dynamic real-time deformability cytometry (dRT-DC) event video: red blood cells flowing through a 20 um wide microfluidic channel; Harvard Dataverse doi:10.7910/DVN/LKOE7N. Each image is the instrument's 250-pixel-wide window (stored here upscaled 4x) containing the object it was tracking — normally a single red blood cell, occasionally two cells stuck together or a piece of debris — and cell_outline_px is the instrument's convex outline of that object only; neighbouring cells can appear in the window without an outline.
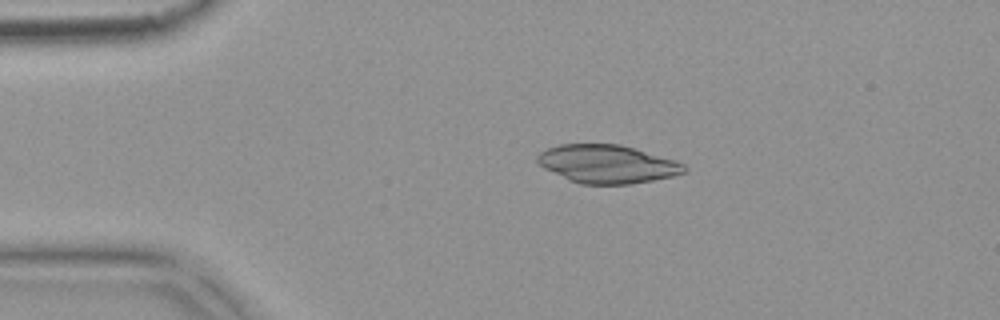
{"species": "common noctule bat (a hibernating species)", "species_latin": "Nyctalus noctula", "temperature_condition": "warm", "stored_images_in_passage": 54, "camera_frame_rate_fps": 3000, "um_per_image_px": 0.085, "animal": {"sex": "female", "body_mass_g": 18.4}, "frame": {"image": 1, "passage_image": 11, "time_ms": 3.333, "image_size_px": [1000, 320], "cell_outline_px": [[688, 172], [672, 176], [652, 180], [628, 184], [580, 184], [568, 180], [544, 168], [536, 160], [536, 156], [540, 152], [548, 148], [560, 144], [620, 144], [672, 160], [684, 164], [688, 168]], "centroid_in_image_um": [51.59, 13.95], "position_along_channel_um": 33.4, "area_um2": 32.48}}
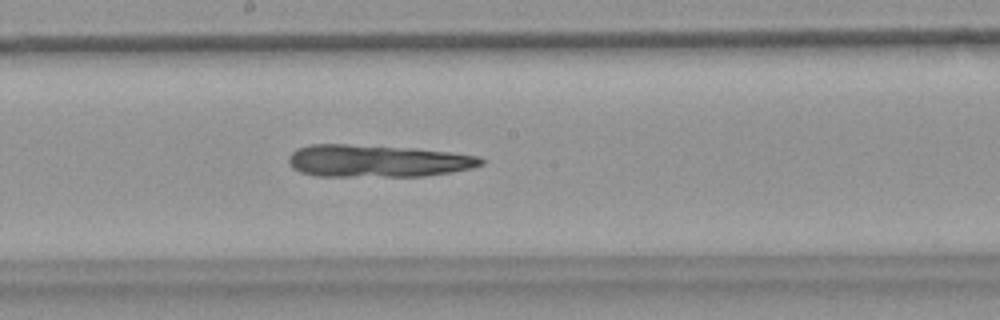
{"frame": {"image": 2, "passage_image": 29, "time_ms": 9.333, "image_size_px": [1000, 320], "cell_outline_px": [[484, 164], [472, 168], [452, 172], [424, 176], [316, 176], [300, 172], [292, 168], [288, 164], [288, 156], [296, 148], [308, 144], [348, 144], [416, 148], [452, 152], [480, 156], [484, 160]], "centroid_in_image_um": [32.07, 13.67], "position_along_channel_um": 216.1, "area_um2": 36.7}}
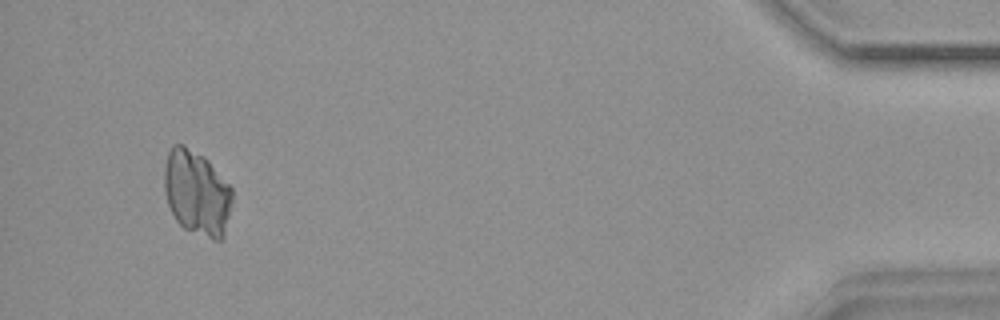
{"frame": {"image": 3, "passage_image": 51, "time_ms": 16.667, "image_size_px": [1000, 320], "cell_outline_px": [[232, 200], [224, 236], [220, 240], [212, 240], [184, 228], [176, 220], [168, 204], [164, 192], [164, 168], [168, 152], [172, 144], [184, 144], [204, 156], [208, 160], [232, 188]], "centroid_in_image_um": [16.72, 16.37], "position_along_channel_um": 418.5, "area_um2": 33.81}}